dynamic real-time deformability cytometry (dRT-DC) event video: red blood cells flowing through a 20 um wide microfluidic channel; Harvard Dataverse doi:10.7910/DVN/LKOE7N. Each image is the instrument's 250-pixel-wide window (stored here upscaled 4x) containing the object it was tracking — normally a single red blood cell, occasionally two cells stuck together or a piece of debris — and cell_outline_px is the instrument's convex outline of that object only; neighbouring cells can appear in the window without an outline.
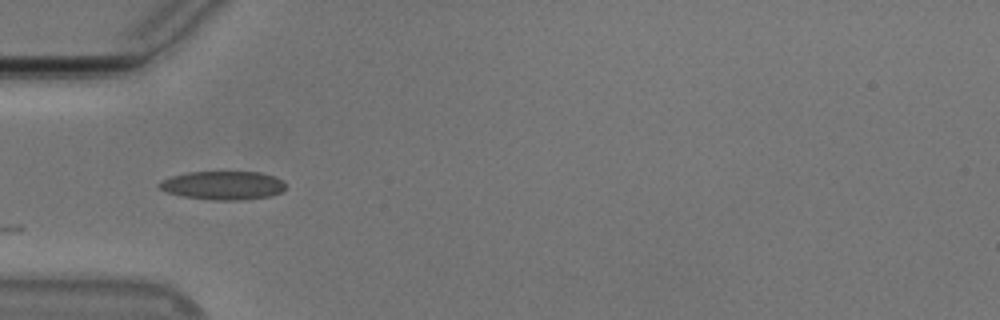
{"species": "Egyptian fruit bat (a non-hibernating species)", "species_latin": "Rousettus aegyptiacus", "temperature_condition": "cold", "stored_images_in_passage": 38, "camera_frame_rate_fps": 3000, "um_per_image_px": 0.085, "animal": {"sex": "male"}, "frame": {"image": 1, "passage_image": 1, "time_ms": 0.0, "image_size_px": [1000, 320], "cell_outline_px": [[284, 188], [280, 192], [272, 196], [240, 200], [212, 200], [180, 196], [168, 192], [160, 188], [156, 184], [172, 176], [188, 172], [260, 172], [272, 176], [280, 180], [284, 184]], "centroid_in_image_um": [18.93, 15.76], "position_along_channel_um": 66.1, "area_um2": 20.87}}
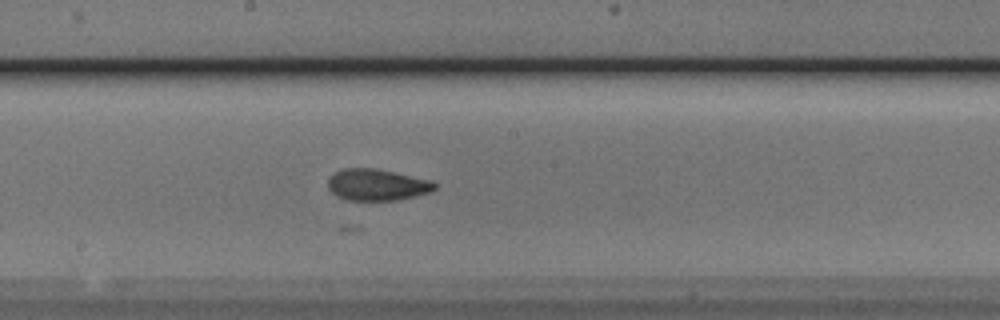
{"frame": {"image": 2, "passage_image": 13, "time_ms": 4.0, "image_size_px": [1000, 320], "cell_outline_px": [[436, 188], [432, 192], [416, 196], [396, 200], [348, 200], [336, 196], [328, 188], [328, 180], [336, 172], [344, 168], [376, 168], [432, 180], [436, 184]], "centroid_in_image_um": [32.08, 15.71], "position_along_channel_um": 216.1, "area_um2": 19.65}}
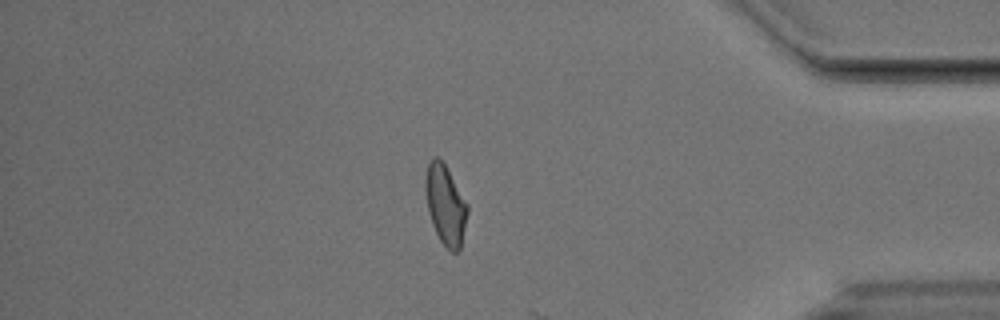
{"frame": {"image": 3, "passage_image": 30, "time_ms": 9.667, "image_size_px": [1000, 320], "cell_outline_px": [[468, 212], [460, 252], [452, 252], [440, 240], [432, 224], [428, 212], [424, 188], [424, 180], [428, 164], [436, 156], [444, 164], [468, 204]], "centroid_in_image_um": [37.86, 17.44], "position_along_channel_um": 397.3, "area_um2": 19.42}}